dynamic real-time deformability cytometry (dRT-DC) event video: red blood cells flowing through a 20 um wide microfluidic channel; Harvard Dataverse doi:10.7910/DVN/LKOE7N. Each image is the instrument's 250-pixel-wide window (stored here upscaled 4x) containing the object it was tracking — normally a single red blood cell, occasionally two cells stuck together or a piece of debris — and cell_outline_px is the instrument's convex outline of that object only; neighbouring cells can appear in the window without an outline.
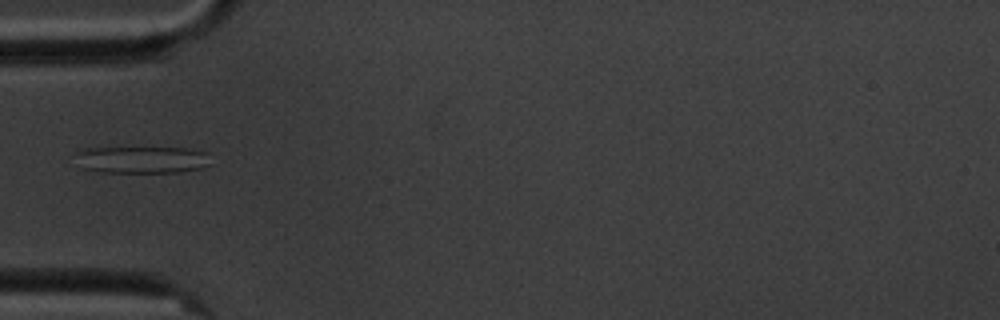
{"species": "common noctule bat (a hibernating species)", "species_latin": "Nyctalus noctula", "temperature_condition": "cold", "stored_images_in_passage": 9, "camera_frame_rate_fps": 3000, "um_per_image_px": 0.085, "animal": {"sex": "male", "body_mass_g": 20.1, "forearm_length_mm": 53.5}, "frame": {"image": 1, "passage_image": 3, "time_ms": 2.333, "image_size_px": [1000, 320], "cell_outline_px": [[212, 164], [200, 168], [180, 172], [100, 172], [84, 168], [76, 152], [84, 148], [184, 148], [208, 152]], "centroid_in_image_um": [12.16, 13.57], "position_along_channel_um": 72.8, "area_um2": 21.1}}
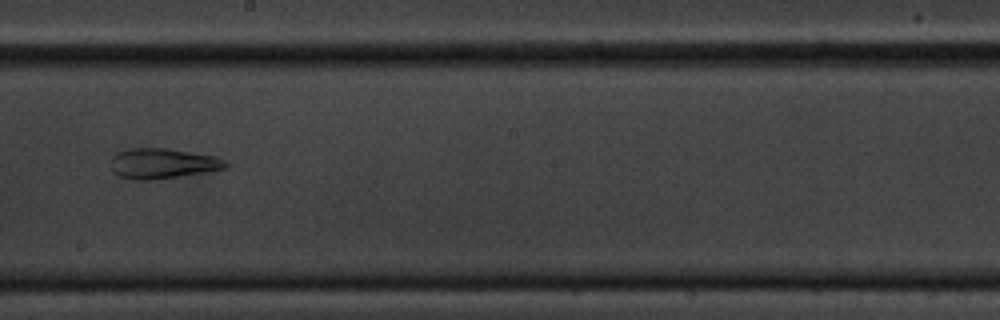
{"frame": {"image": 2, "passage_image": 7, "time_ms": 7.0, "image_size_px": [1000, 320], "cell_outline_px": [[232, 164], [228, 168], [204, 172], [152, 180], [136, 180], [120, 176], [112, 172], [112, 156], [116, 152], [128, 148], [168, 148], [212, 156], [224, 160]], "centroid_in_image_um": [13.81, 13.89], "position_along_channel_um": 234.4, "area_um2": 20.23}}
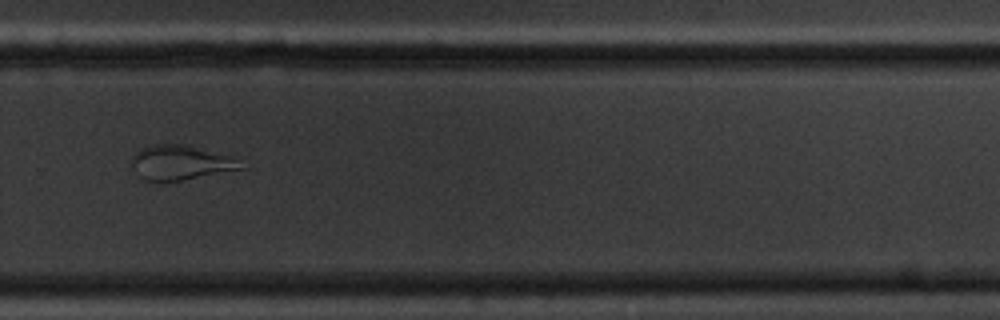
{"frame": {"image": 3, "passage_image": 9, "time_ms": 9.333, "image_size_px": [1000, 320], "cell_outline_px": [[248, 168], [180, 180], [144, 180], [140, 176], [132, 164], [132, 156], [140, 148], [152, 144], [184, 144], [228, 156]], "centroid_in_image_um": [15.32, 13.81], "position_along_channel_um": 314.5, "area_um2": 21.44}}